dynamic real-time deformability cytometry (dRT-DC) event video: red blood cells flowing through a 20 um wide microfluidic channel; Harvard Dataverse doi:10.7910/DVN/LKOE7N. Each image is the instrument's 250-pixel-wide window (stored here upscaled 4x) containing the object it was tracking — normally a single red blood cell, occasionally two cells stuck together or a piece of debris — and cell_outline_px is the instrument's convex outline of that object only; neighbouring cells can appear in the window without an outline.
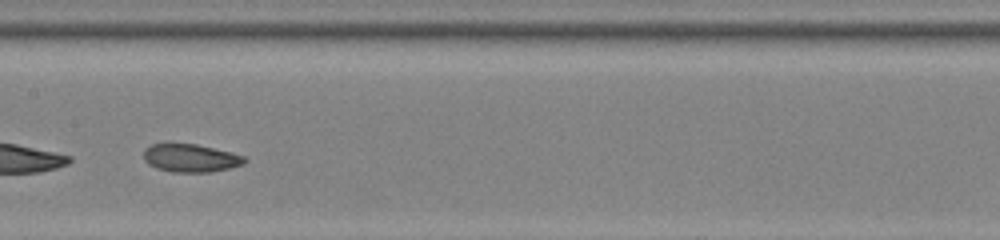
{"species": "common noctule bat (a hibernating species)", "species_latin": "Nyctalus noctula", "temperature_condition": "room temperature", "stored_images_in_passage": 37, "camera_frame_rate_fps": 3000, "um_per_image_px": 0.085, "animal": {"sex": "female", "body_mass_g": 22.0, "forearm_length_mm": 56.7}, "frame": {"image": 1, "passage_image": 16, "time_ms": 5.0, "image_size_px": [1000, 240], "cell_outline_px": [[248, 160], [244, 164], [228, 168], [208, 172], [172, 172], [156, 168], [148, 164], [144, 160], [144, 148], [152, 144], [196, 144], [232, 152], [244, 156]], "centroid_in_image_um": [16.2, 13.43], "position_along_channel_um": 191.2, "area_um2": 16.47}, "authors_computed_cell_mechanics": {"area_um2": 17.051, "velocity_mm_per_s": 3.8757, "shape_relaxation_time_tau1_ms": 6.3255, "shape_relaxation_time_tau2_ms": 2.1635, "deformation_change_tau1": 0.1672, "deformation_change_tau2": 0.0846}}